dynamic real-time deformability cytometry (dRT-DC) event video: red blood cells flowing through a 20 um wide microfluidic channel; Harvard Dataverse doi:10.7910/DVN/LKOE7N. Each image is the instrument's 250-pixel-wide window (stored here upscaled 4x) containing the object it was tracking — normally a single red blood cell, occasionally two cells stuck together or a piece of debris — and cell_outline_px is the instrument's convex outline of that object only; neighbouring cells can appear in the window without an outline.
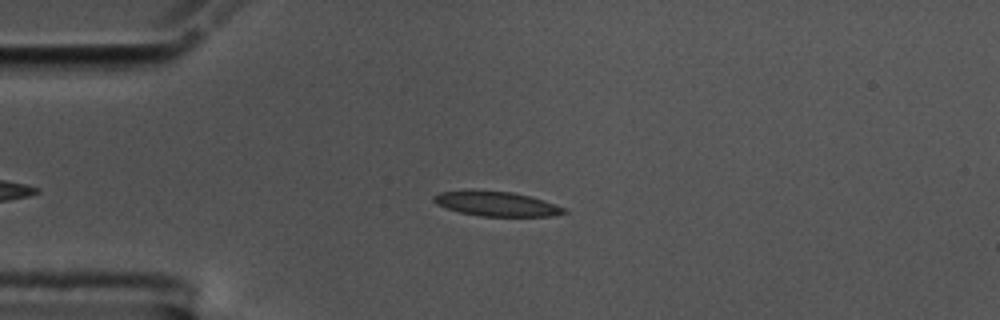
{"species": "common noctule bat (a hibernating species)", "species_latin": "Nyctalus noctula", "temperature_condition": "cold", "stored_images_in_passage": 45, "segment_of_instrument_passage": [1, 2], "camera_frame_rate_fps": 3000, "um_per_image_px": 0.085, "animal": {"sex": "male", "body_mass_g": 17.5, "forearm_length_mm": 52.3}, "frame": {"image": 1, "passage_image": 7, "time_ms": 2.0, "image_size_px": [1000, 320], "cell_outline_px": [[568, 212], [552, 216], [480, 216], [460, 212], [436, 204], [432, 200], [432, 196], [440, 192], [468, 188], [512, 192], [532, 196], [544, 200], [564, 208]], "centroid_in_image_um": [42.14, 17.29], "position_along_channel_um": 42.9, "area_um2": 19.13}}
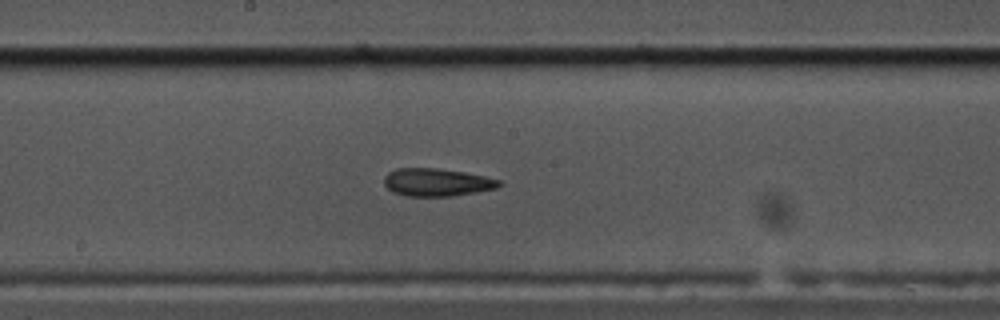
{"frame": {"image": 2, "passage_image": 23, "time_ms": 7.333, "image_size_px": [1000, 320], "cell_outline_px": [[504, 184], [496, 188], [476, 192], [452, 196], [408, 196], [396, 192], [388, 188], [384, 184], [384, 176], [388, 172], [396, 168], [436, 168], [464, 172], [504, 180]], "centroid_in_image_um": [37.18, 15.48], "position_along_channel_um": 211.0, "area_um2": 18.67}}
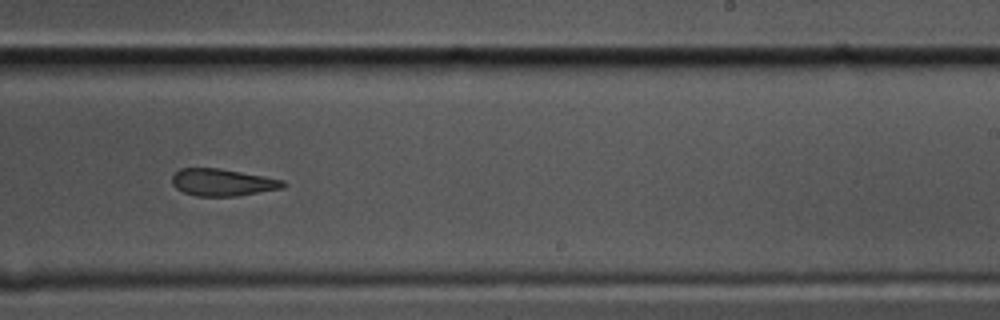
{"frame": {"image": 3, "passage_image": 28, "time_ms": 9.0, "image_size_px": [1000, 320], "cell_outline_px": [[288, 184], [284, 188], [236, 196], [196, 196], [184, 192], [176, 188], [172, 184], [172, 176], [180, 168], [220, 168], [264, 176], [284, 180]], "centroid_in_image_um": [18.94, 15.5], "position_along_channel_um": 270.1, "area_um2": 17.63}}